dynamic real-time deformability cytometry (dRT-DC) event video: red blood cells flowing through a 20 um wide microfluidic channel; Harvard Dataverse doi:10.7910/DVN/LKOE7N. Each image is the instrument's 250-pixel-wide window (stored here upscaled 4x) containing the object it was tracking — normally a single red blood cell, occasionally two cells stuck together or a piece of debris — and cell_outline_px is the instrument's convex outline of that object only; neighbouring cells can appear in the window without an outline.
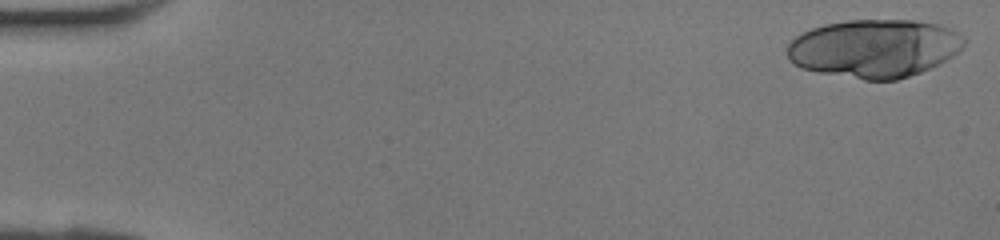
{"species": "human", "species_latin": "Homo sapiens", "temperature_condition": "room temperature", "stored_images_in_passage": 15, "camera_frame_rate_fps": 3000, "um_per_image_px": 0.085, "donor": {"sex": "female"}, "frame": {"image": 1, "passage_image": 1, "time_ms": 0.0, "image_size_px": [1000, 240], "cell_outline_px": [[968, 40], [952, 56], [940, 64], [920, 72], [896, 80], [864, 80], [820, 72], [800, 68], [788, 60], [788, 44], [796, 36], [812, 28], [824, 24], [848, 20], [916, 20], [940, 24], [952, 28], [964, 36]], "centroid_in_image_um": [74.35, 4.1], "position_along_channel_um": 10.7, "area_um2": 60.23}}
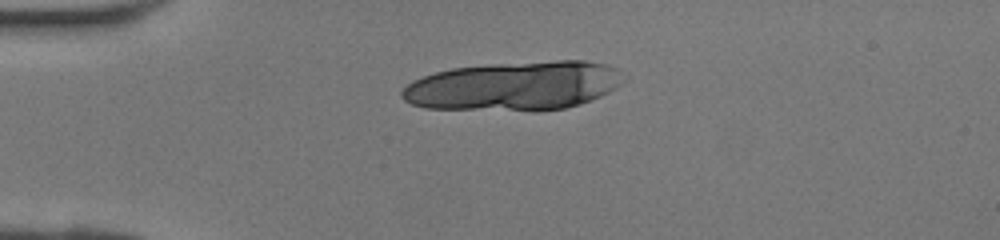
{"frame": {"image": 2, "passage_image": 10, "time_ms": 3.0, "image_size_px": [1000, 240], "cell_outline_px": [[624, 80], [616, 88], [600, 96], [580, 104], [564, 108], [536, 112], [424, 108], [412, 104], [404, 100], [400, 96], [400, 92], [412, 80], [436, 72], [452, 68], [488, 64], [556, 60], [584, 60], [608, 64], [616, 68]], "centroid_in_image_um": [43.68, 7.32], "position_along_channel_um": 41.3, "area_um2": 64.04}}